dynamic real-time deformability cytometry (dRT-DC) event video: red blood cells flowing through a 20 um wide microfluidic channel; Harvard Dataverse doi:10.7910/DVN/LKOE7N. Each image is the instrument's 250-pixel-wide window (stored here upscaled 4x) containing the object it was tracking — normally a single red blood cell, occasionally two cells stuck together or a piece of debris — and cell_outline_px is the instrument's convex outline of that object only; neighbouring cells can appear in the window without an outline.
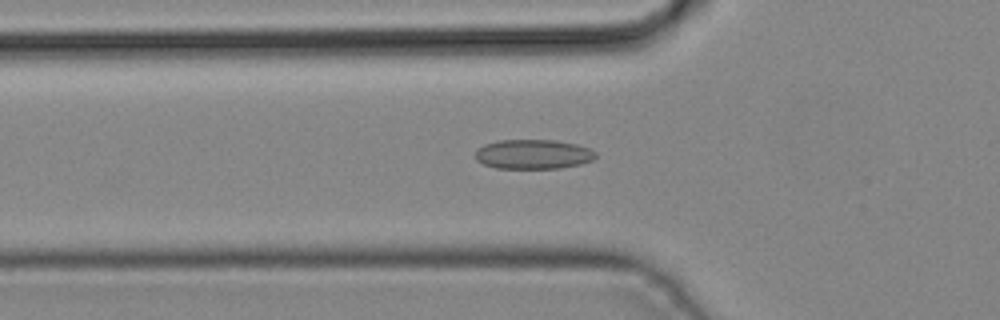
{"species": "common noctule bat (a hibernating species)", "species_latin": "Nyctalus noctula", "temperature_condition": "cold", "stored_images_in_passage": 40, "camera_frame_rate_fps": 3000, "um_per_image_px": 0.085, "animal": {"sex": "male", "body_mass_g": 19.2, "forearm_length_mm": 51.8}, "frame": {"image": 1, "passage_image": 12, "time_ms": 3.667, "image_size_px": [1000, 320], "cell_outline_px": [[596, 156], [592, 160], [580, 164], [560, 168], [496, 168], [484, 164], [476, 160], [476, 148], [484, 144], [500, 140], [556, 140], [576, 144], [588, 148], [596, 152]], "centroid_in_image_um": [45.3, 13.1], "position_along_channel_um": 80.5, "area_um2": 20.69}}
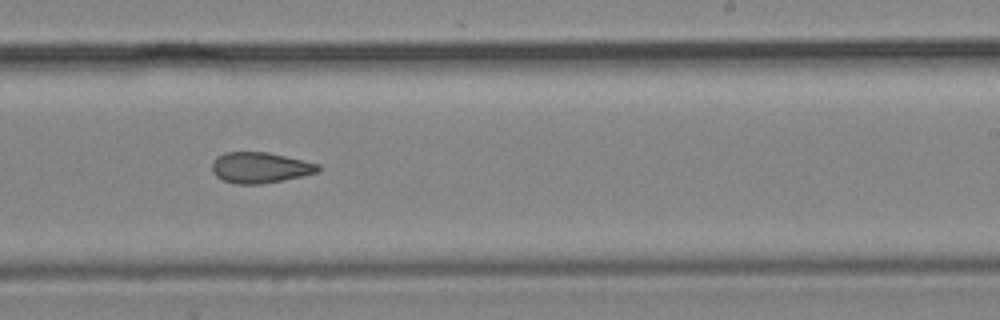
{"frame": {"image": 2, "passage_image": 24, "time_ms": 7.667, "image_size_px": [1000, 320], "cell_outline_px": [[320, 172], [284, 180], [260, 184], [236, 184], [224, 180], [216, 176], [212, 172], [212, 160], [216, 156], [224, 152], [268, 152], [304, 160], [320, 164]], "centroid_in_image_um": [22.11, 14.24], "position_along_channel_um": 266.9, "area_um2": 19.25}}
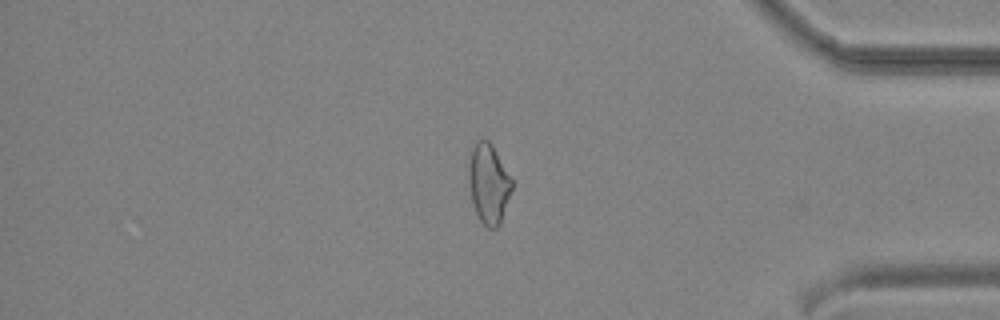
{"frame": {"image": 3, "passage_image": 34, "time_ms": 11.0, "image_size_px": [1000, 320], "cell_outline_px": [[512, 188], [500, 224], [496, 228], [488, 228], [480, 220], [472, 204], [468, 176], [468, 168], [472, 144], [476, 140], [488, 140], [492, 144], [512, 180]], "centroid_in_image_um": [41.51, 15.59], "position_along_channel_um": 393.7, "area_um2": 20.0}}